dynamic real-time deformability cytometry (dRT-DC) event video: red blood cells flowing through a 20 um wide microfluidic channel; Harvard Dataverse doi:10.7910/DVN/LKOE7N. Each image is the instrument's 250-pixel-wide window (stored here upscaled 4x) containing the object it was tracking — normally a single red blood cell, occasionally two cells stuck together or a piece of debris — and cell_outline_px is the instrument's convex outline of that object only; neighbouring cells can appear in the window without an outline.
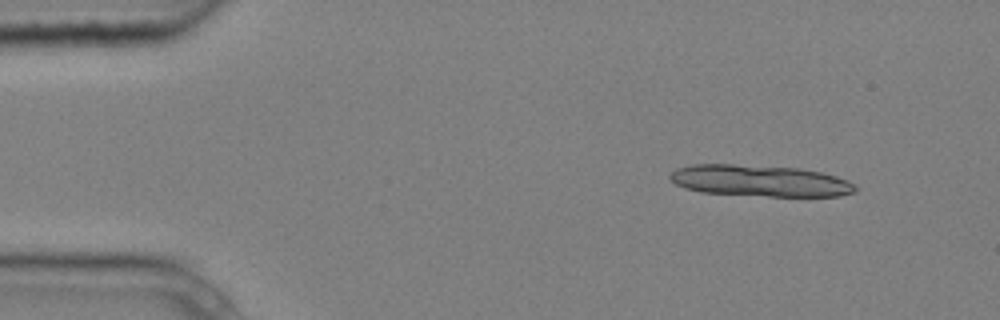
{"species": "common noctule bat (a hibernating species)", "species_latin": "Nyctalus noctula", "temperature_condition": "cold", "stored_images_in_passage": 5, "camera_frame_rate_fps": 3000, "um_per_image_px": 0.085, "animal": {"sex": "male", "body_mass_g": 20.4}, "frame": {"image": 1, "passage_image": 1, "time_ms": 0.0, "image_size_px": [1000, 320], "cell_outline_px": [[856, 192], [840, 196], [768, 196], [700, 192], [684, 188], [676, 184], [668, 176], [676, 168], [692, 164], [732, 164], [800, 168], [820, 172], [836, 176], [848, 180], [856, 188]], "centroid_in_image_um": [64.58, 15.36], "position_along_channel_um": 20.4, "area_um2": 33.99}}
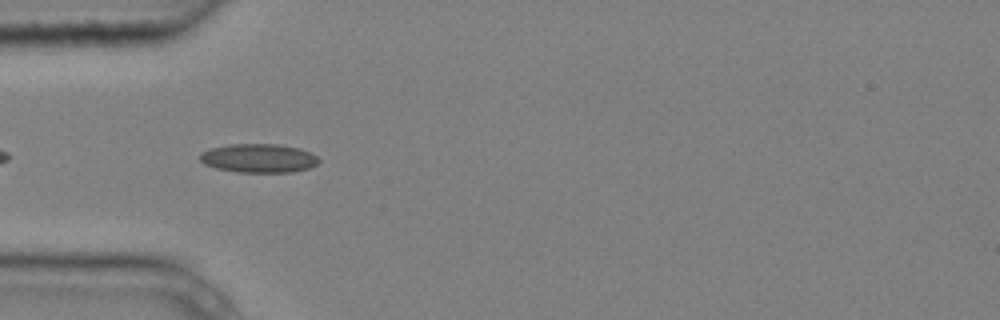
{"frame": {"image": 2, "passage_image": 4, "time_ms": 1.0, "image_size_px": [1000, 320], "cell_outline_px": [[320, 160], [316, 164], [308, 168], [292, 172], [236, 172], [216, 168], [204, 164], [200, 160], [200, 152], [208, 148], [228, 144], [276, 144], [300, 148], [312, 152]], "centroid_in_image_um": [21.96, 13.44], "position_along_channel_um": 63.0, "area_um2": 20.11}}
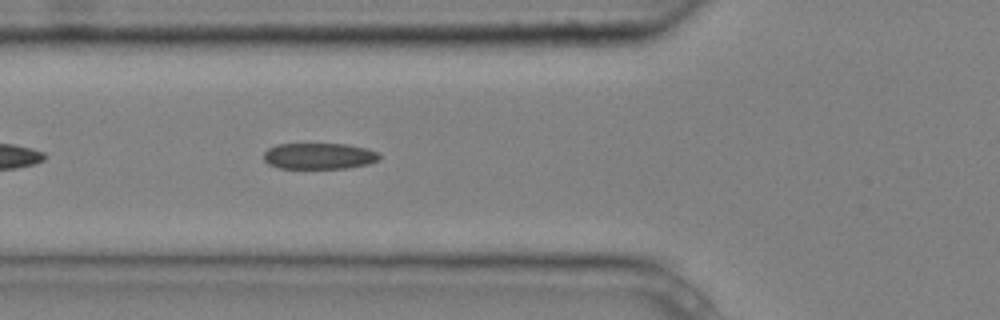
{"frame": {"image": 3, "passage_image": 5, "time_ms": 1.333, "image_size_px": [1000, 320], "cell_outline_px": [[380, 160], [368, 164], [348, 168], [276, 168], [268, 164], [264, 160], [264, 152], [268, 148], [276, 144], [348, 144], [380, 152]], "centroid_in_image_um": [27.13, 13.26], "position_along_channel_um": 98.7, "area_um2": 17.8}}